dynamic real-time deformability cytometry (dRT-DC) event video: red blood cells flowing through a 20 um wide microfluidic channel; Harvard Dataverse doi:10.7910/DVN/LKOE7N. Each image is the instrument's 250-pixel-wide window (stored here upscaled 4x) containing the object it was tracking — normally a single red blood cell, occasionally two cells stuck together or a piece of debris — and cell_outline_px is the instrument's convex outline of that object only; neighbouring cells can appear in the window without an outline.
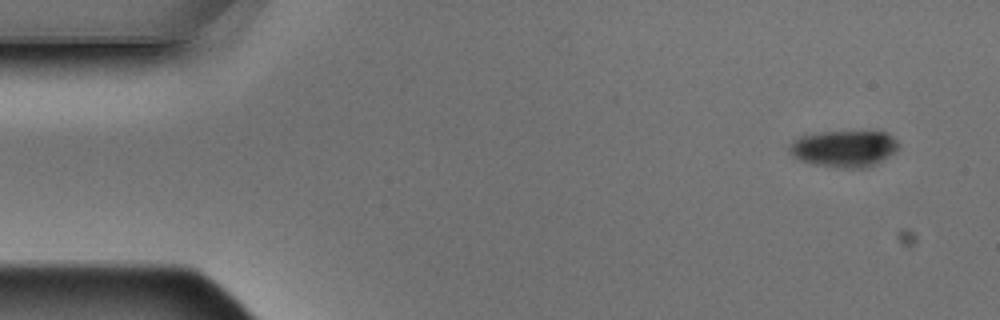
{"species": "Egyptian fruit bat (a non-hibernating species)", "species_latin": "Rousettus aegyptiacus", "temperature_condition": "warm", "stored_images_in_passage": 4, "camera_frame_rate_fps": 3000, "um_per_image_px": 0.085, "animal": {"sex": "male"}, "frame": {"image": 1, "passage_image": 1, "time_ms": 0.0, "image_size_px": [1000, 320], "cell_outline_px": [[900, 148], [896, 152], [876, 164], [864, 168], [840, 168], [816, 164], [800, 160], [792, 156], [788, 152], [788, 144], [796, 136], [820, 132], [872, 128], [888, 132], [900, 144]], "centroid_in_image_um": [71.78, 12.57], "position_along_channel_um": 13.2, "area_um2": 24.62}}
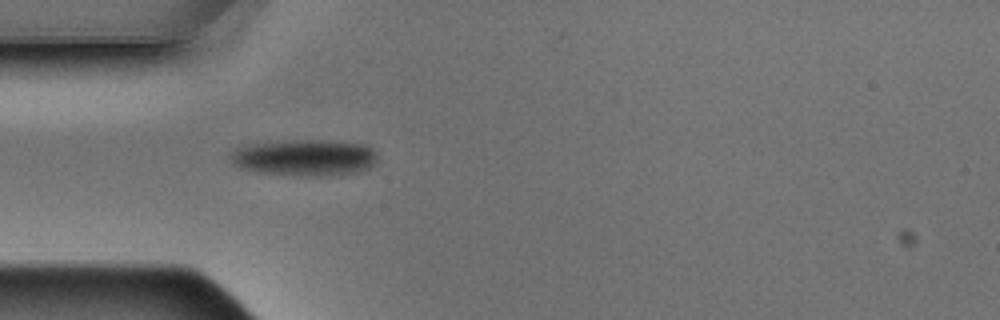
{"frame": {"image": 2, "passage_image": 4, "time_ms": 1.0, "image_size_px": [1000, 320], "cell_outline_px": [[376, 160], [368, 168], [356, 172], [320, 176], [260, 172], [240, 168], [232, 164], [228, 160], [228, 152], [236, 148], [248, 144], [292, 140], [320, 140], [368, 144], [376, 152]], "centroid_in_image_um": [25.83, 13.38], "position_along_channel_um": 59.2, "area_um2": 31.15}}